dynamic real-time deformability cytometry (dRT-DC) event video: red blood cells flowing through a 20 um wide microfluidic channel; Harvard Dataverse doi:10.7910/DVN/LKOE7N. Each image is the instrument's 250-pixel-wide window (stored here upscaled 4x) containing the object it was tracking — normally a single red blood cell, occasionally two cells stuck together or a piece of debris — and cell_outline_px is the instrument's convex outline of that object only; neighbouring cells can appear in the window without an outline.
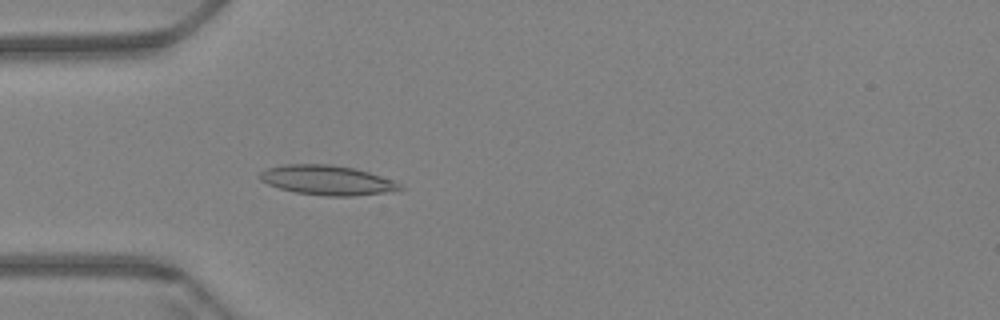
{"species": "Egyptian fruit bat (a non-hibernating species)", "species_latin": "Rousettus aegyptiacus", "temperature_condition": "warm", "stored_images_in_passage": 60, "camera_frame_rate_fps": 3000, "um_per_image_px": 0.085, "animal": {"sex": "female"}, "frame": {"image": 1, "passage_image": 18, "time_ms": 5.667, "image_size_px": [1000, 320], "cell_outline_px": [[404, 188], [392, 192], [356, 196], [328, 196], [296, 192], [280, 188], [268, 184], [260, 180], [256, 176], [260, 172], [268, 168], [284, 164], [328, 164], [356, 168], [392, 180], [400, 184]], "centroid_in_image_um": [27.81, 15.31], "position_along_channel_um": 57.2, "area_um2": 24.28}}
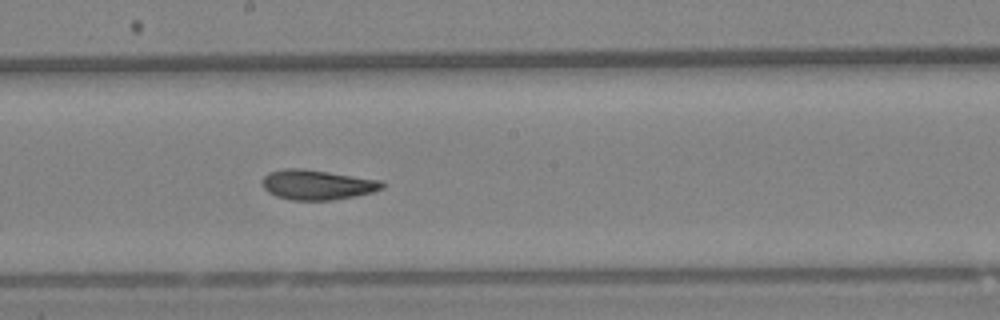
{"frame": {"image": 2, "passage_image": 33, "time_ms": 10.667, "image_size_px": [1000, 320], "cell_outline_px": [[384, 188], [372, 192], [356, 196], [332, 200], [292, 200], [276, 196], [268, 192], [260, 184], [260, 180], [268, 172], [284, 168], [300, 168], [328, 172], [380, 180], [384, 184]], "centroid_in_image_um": [26.91, 15.7], "position_along_channel_um": 221.3, "area_um2": 20.98}}
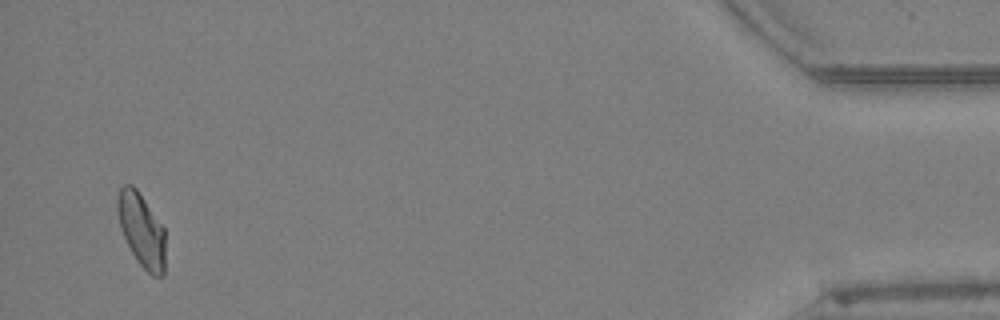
{"frame": {"image": 3, "passage_image": 58, "time_ms": 19.0, "image_size_px": [1000, 320], "cell_outline_px": [[164, 276], [152, 276], [136, 260], [120, 228], [116, 208], [116, 200], [120, 188], [124, 184], [132, 184], [136, 188], [164, 228]], "centroid_in_image_um": [12.01, 19.54], "position_along_channel_um": 423.2, "area_um2": 20.35}, "authors_computed_cell_mechanics": {"area_um2": 21.1837, "velocity_mm_per_s": 3.3997, "shape_relaxation_time_tau1_ms": null, "shape_relaxation_time_tau2_ms": 1.9801, "deformation_change_tau1": null, "deformation_change_tau2": 0.0786}}